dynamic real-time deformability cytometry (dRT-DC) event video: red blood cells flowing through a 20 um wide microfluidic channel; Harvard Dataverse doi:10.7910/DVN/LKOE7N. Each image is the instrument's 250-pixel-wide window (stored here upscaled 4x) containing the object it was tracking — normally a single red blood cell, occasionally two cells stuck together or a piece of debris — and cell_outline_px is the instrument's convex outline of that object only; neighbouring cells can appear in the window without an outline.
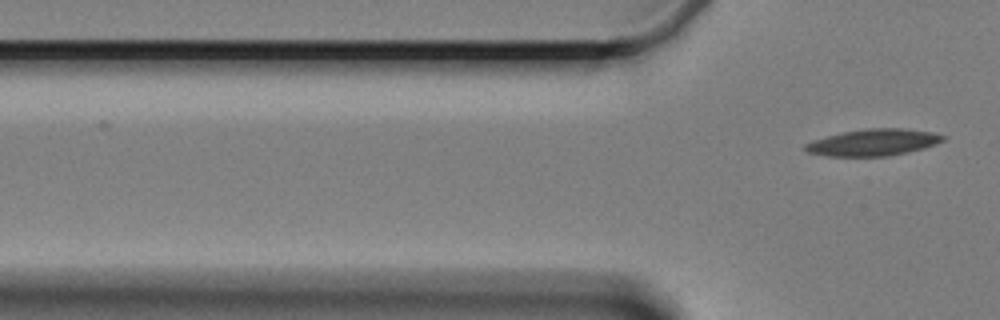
{"species": "Egyptian fruit bat (a non-hibernating species)", "species_latin": "Rousettus aegyptiacus", "temperature_condition": "cold", "stored_images_in_passage": 3, "camera_frame_rate_fps": 3000, "um_per_image_px": 0.085, "animal": {"sex": "female"}, "frame": {"image": 1, "passage_image": 3, "time_ms": 2.667, "image_size_px": [1000, 320], "cell_outline_px": [[944, 140], [936, 144], [924, 148], [908, 152], [888, 156], [824, 156], [808, 152], [804, 148], [804, 144], [812, 140], [844, 132], [868, 128], [904, 128], [932, 132], [944, 136]], "centroid_in_image_um": [74.22, 12.11], "position_along_channel_um": 51.6, "area_um2": 21.33}}